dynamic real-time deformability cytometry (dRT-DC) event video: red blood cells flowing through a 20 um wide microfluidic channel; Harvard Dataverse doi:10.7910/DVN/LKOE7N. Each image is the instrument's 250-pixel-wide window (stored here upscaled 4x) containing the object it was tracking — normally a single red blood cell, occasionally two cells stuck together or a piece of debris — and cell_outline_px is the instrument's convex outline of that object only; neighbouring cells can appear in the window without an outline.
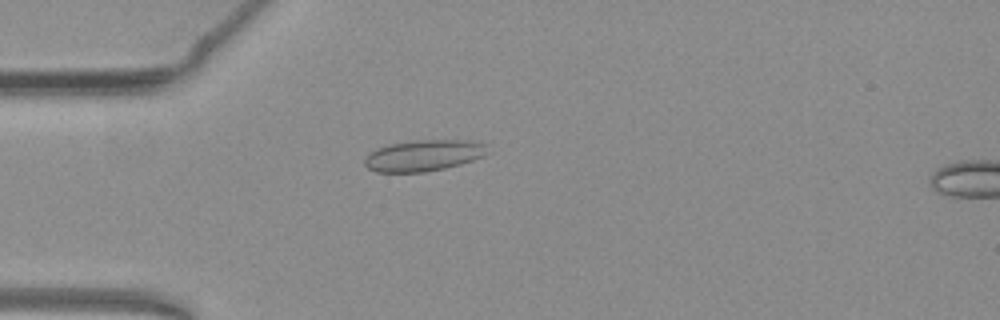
{"species": "common noctule bat (a hibernating species)", "species_latin": "Nyctalus noctula", "temperature_condition": "warm", "stored_images_in_passage": 38, "camera_frame_rate_fps": 3000, "um_per_image_px": 0.085, "animal": {"sex": "female", "body_mass_g": 19.3, "forearm_length_mm": 54.1}, "frame": {"image": 1, "passage_image": 14, "time_ms": 4.333, "image_size_px": [1000, 320], "cell_outline_px": [[488, 152], [484, 156], [460, 164], [444, 168], [424, 172], [376, 172], [368, 168], [364, 164], [364, 160], [368, 152], [376, 148], [388, 144], [412, 140], [468, 140], [484, 144]], "centroid_in_image_um": [35.95, 13.21], "position_along_channel_um": 49.0, "area_um2": 22.43}}
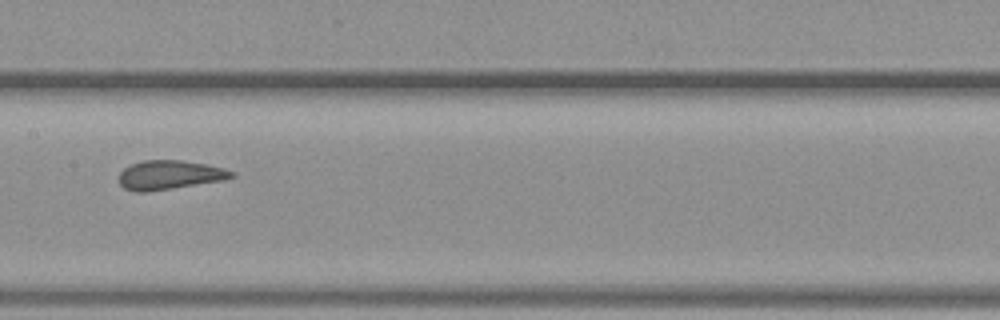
{"frame": {"image": 2, "passage_image": 26, "time_ms": 8.333, "image_size_px": [1000, 320], "cell_outline_px": [[236, 176], [224, 180], [148, 192], [136, 192], [124, 188], [120, 184], [120, 172], [124, 168], [132, 164], [144, 160], [180, 160], [204, 164], [224, 168], [236, 172]], "centroid_in_image_um": [14.43, 14.87], "position_along_channel_um": 193.0, "area_um2": 19.07}}
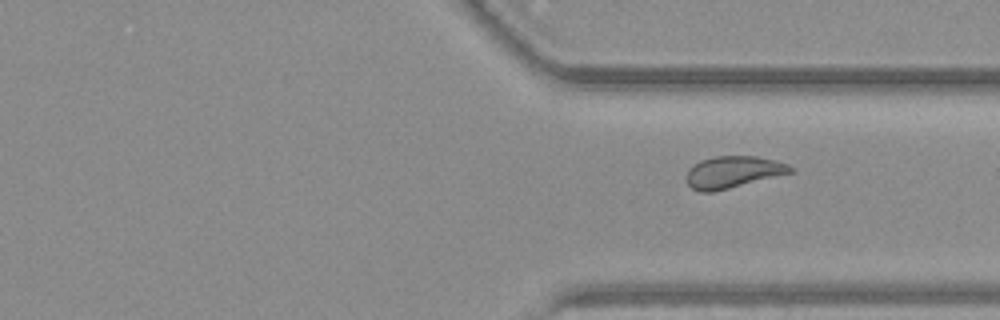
{"frame": {"image": 3, "passage_image": 38, "time_ms": 12.333, "image_size_px": [1000, 320], "cell_outline_px": [[796, 168], [792, 172], [712, 192], [700, 192], [692, 188], [688, 184], [688, 168], [700, 160], [716, 156], [756, 156], [776, 160], [788, 164]], "centroid_in_image_um": [62.32, 14.61], "position_along_channel_um": 349.1, "area_um2": 19.07}}